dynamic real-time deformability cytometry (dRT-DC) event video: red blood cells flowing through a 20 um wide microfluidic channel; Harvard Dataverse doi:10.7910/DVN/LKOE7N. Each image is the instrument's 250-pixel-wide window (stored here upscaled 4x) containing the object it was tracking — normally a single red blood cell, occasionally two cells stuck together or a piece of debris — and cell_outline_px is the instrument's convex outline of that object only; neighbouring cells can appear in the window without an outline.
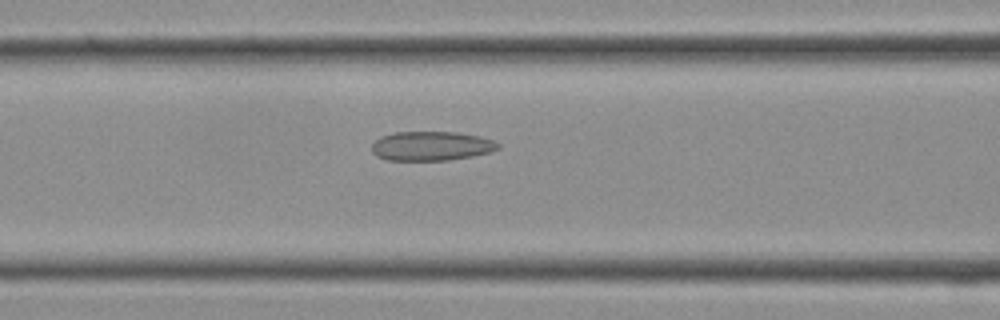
{"species": "Egyptian fruit bat (a non-hibernating species)", "species_latin": "Rousettus aegyptiacus", "temperature_condition": "cold", "stored_images_in_passage": 10, "camera_frame_rate_fps": 3000, "um_per_image_px": 0.085, "frame": {"image": 1, "passage_image": 4, "time_ms": 1.0, "image_size_px": [1000, 320], "cell_outline_px": [[500, 148], [492, 152], [472, 156], [448, 160], [388, 160], [376, 156], [372, 152], [372, 144], [380, 136], [392, 132], [460, 132], [480, 136], [492, 140], [500, 144]], "centroid_in_image_um": [36.67, 12.4], "position_along_channel_um": 129.9, "area_um2": 21.73}}
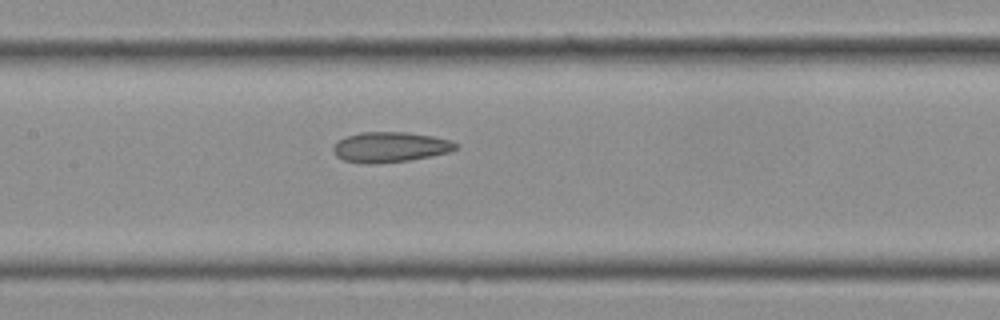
{"frame": {"image": 2, "passage_image": 6, "time_ms": 1.667, "image_size_px": [1000, 320], "cell_outline_px": [[460, 144], [456, 148], [448, 152], [432, 156], [408, 160], [372, 164], [368, 164], [344, 160], [336, 156], [332, 148], [336, 140], [344, 136], [360, 132], [408, 132], [432, 136], [448, 140]], "centroid_in_image_um": [33.12, 12.49], "position_along_channel_um": 174.3, "area_um2": 21.68}}
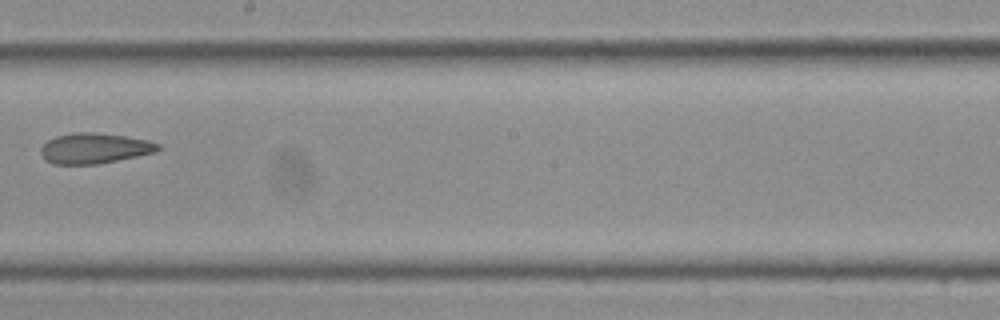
{"frame": {"image": 3, "passage_image": 9, "time_ms": 2.667, "image_size_px": [1000, 320], "cell_outline_px": [[160, 148], [156, 152], [96, 164], [52, 164], [44, 160], [40, 152], [40, 148], [48, 140], [56, 136], [76, 132], [96, 132], [124, 136], [148, 140], [160, 144]], "centroid_in_image_um": [8.0, 12.6], "position_along_channel_um": 240.2, "area_um2": 20.75}}